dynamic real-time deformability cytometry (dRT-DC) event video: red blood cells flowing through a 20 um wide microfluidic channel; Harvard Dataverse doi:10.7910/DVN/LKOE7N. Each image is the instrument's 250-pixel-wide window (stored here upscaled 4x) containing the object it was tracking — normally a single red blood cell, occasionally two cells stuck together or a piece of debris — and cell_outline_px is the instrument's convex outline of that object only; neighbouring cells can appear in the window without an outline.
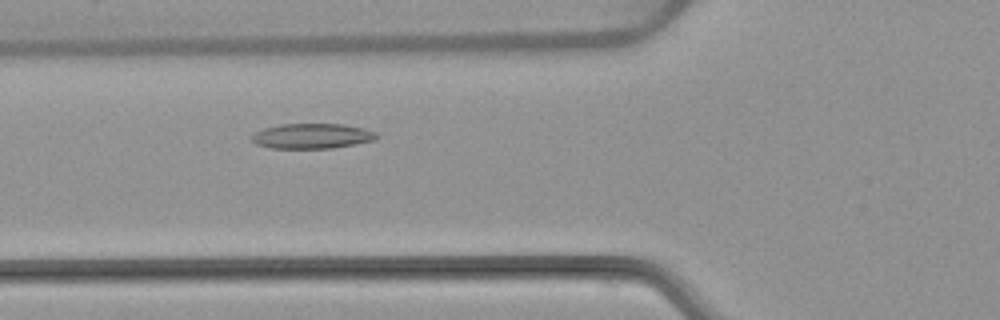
{"species": "common noctule bat (a hibernating species)", "species_latin": "Nyctalus noctula", "temperature_condition": "warm", "stored_images_in_passage": 5, "camera_frame_rate_fps": 3000, "um_per_image_px": 0.085, "animal": {"sex": "female", "body_mass_g": 22.7, "forearm_length_mm": 54.2}, "frame": {"image": 1, "passage_image": 5, "time_ms": 4.667, "image_size_px": [1000, 320], "cell_outline_px": [[380, 136], [376, 140], [356, 144], [332, 148], [272, 148], [256, 144], [252, 140], [252, 136], [256, 132], [264, 128], [280, 124], [344, 124], [364, 128], [376, 132]], "centroid_in_image_um": [26.58, 11.56], "position_along_channel_um": 99.2, "area_um2": 18.32}}